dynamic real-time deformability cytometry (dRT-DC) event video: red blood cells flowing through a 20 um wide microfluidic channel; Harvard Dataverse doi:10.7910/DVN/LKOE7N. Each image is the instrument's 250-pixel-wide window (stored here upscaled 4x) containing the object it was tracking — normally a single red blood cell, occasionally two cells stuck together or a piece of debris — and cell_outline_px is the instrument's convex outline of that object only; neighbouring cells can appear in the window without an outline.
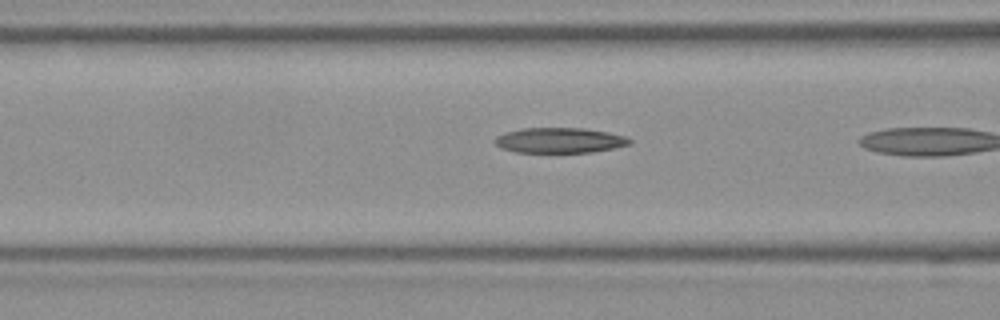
{"species": "Egyptian fruit bat (a non-hibernating species)", "species_latin": "Rousettus aegyptiacus", "temperature_condition": "room temperature", "stored_images_in_passage": 7, "camera_frame_rate_fps": 3000, "um_per_image_px": 0.085, "frame": {"image": 1, "passage_image": 6, "time_ms": 1.667, "image_size_px": [1000, 320], "cell_outline_px": [[632, 144], [592, 152], [516, 152], [500, 148], [492, 140], [496, 136], [504, 132], [520, 128], [584, 128], [608, 132], [624, 136], [632, 140]], "centroid_in_image_um": [47.52, 11.92], "position_along_channel_um": 119.1, "area_um2": 19.94}}